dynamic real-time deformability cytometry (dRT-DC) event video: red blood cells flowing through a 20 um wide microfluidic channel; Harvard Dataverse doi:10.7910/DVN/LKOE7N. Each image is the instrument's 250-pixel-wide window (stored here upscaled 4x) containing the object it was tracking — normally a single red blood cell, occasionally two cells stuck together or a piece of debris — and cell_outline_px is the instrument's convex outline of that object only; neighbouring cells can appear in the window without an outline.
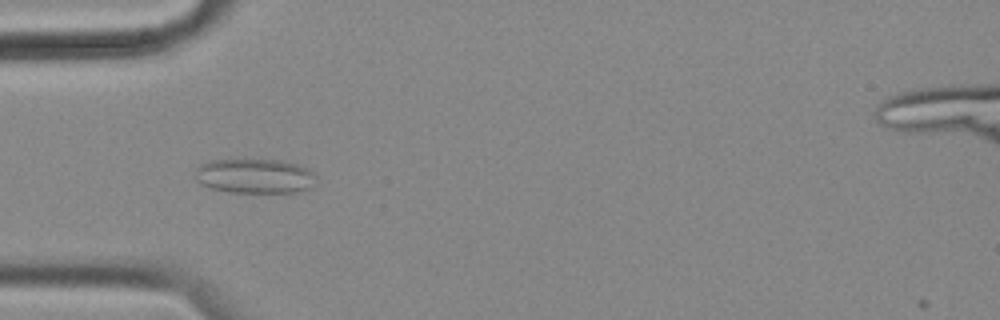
{"species": "common noctule bat (a hibernating species)", "species_latin": "Nyctalus noctula", "temperature_condition": "cold", "stored_images_in_passage": 51, "camera_frame_rate_fps": 3000, "um_per_image_px": 0.085, "animal": {"sex": "female", "body_mass_g": 18.4}, "frame": {"image": 1, "passage_image": 12, "time_ms": 3.667, "image_size_px": [1000, 320], "cell_outline_px": [[316, 176], [312, 188], [300, 192], [232, 192], [212, 188], [200, 184], [196, 180], [196, 168], [200, 164], [208, 160], [280, 160], [296, 164], [308, 168]], "centroid_in_image_um": [21.67, 14.96], "position_along_channel_um": 63.3, "area_um2": 24.45}}
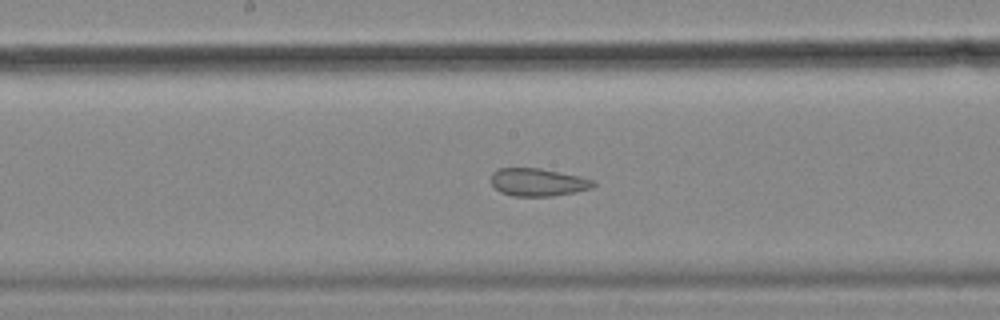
{"frame": {"image": 2, "passage_image": 24, "time_ms": 7.667, "image_size_px": [1000, 320], "cell_outline_px": [[596, 184], [592, 188], [552, 196], [512, 196], [500, 192], [492, 184], [492, 172], [500, 168], [540, 168], [580, 176], [596, 180]], "centroid_in_image_um": [45.74, 15.48], "position_along_channel_um": 202.5, "area_um2": 16.53}}
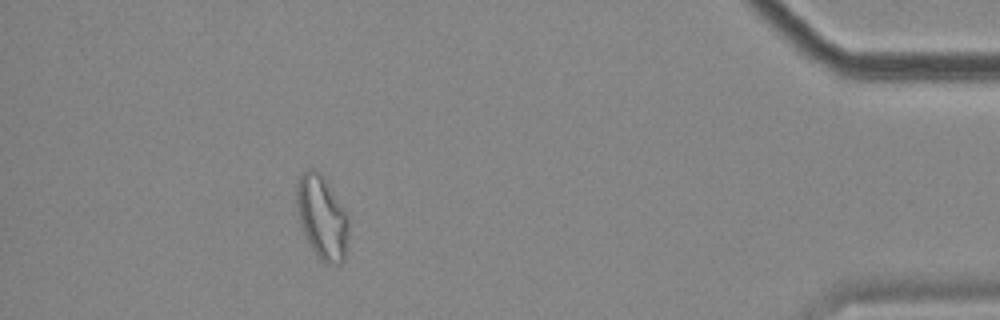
{"frame": {"image": 3, "passage_image": 46, "time_ms": 15.0, "image_size_px": [1000, 320], "cell_outline_px": [[348, 236], [344, 260], [340, 264], [328, 264], [320, 260], [312, 248], [300, 224], [296, 204], [296, 184], [300, 172], [308, 168], [316, 168], [320, 172], [348, 216]], "centroid_in_image_um": [27.35, 18.44], "position_along_channel_um": 407.9, "area_um2": 25.26}, "authors_computed_cell_mechanics": {"area_um2": 22.4842, "velocity_mm_per_s": 3.5088, "shape_relaxation_time_tau1_ms": null, "shape_relaxation_time_tau2_ms": 1.6941, "deformation_change_tau1": null, "deformation_change_tau2": 0.0855}}